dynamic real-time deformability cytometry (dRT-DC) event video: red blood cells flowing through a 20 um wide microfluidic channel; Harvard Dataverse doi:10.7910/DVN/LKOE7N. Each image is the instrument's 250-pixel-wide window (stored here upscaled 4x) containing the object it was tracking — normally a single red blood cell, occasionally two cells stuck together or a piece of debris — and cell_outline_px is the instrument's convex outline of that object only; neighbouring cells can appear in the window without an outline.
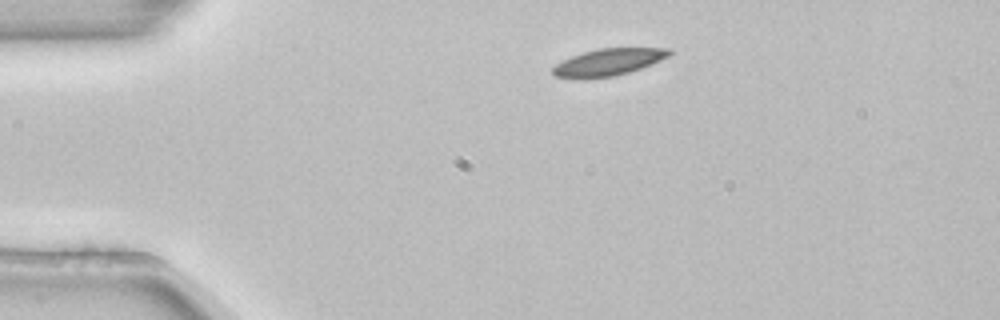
{"species": "common noctule bat (a hibernating species)", "species_latin": "Nyctalus noctula", "temperature_condition": "room temperature", "stored_images_in_passage": 2, "camera_frame_rate_fps": 3000, "um_per_image_px": 0.085, "animal": {"sex": "female", "body_mass_g": 22.7, "forearm_length_mm": 54.2}, "frame": {"image": 1, "passage_image": 1, "time_ms": 0.0, "image_size_px": [1000, 320], "cell_outline_px": [[672, 52], [668, 56], [660, 60], [640, 68], [628, 72], [612, 76], [556, 76], [552, 72], [552, 68], [556, 64], [572, 56], [584, 52], [600, 48], [672, 48]], "centroid_in_image_um": [51.78, 5.23], "position_along_channel_um": 33.2, "area_um2": 17.4}}